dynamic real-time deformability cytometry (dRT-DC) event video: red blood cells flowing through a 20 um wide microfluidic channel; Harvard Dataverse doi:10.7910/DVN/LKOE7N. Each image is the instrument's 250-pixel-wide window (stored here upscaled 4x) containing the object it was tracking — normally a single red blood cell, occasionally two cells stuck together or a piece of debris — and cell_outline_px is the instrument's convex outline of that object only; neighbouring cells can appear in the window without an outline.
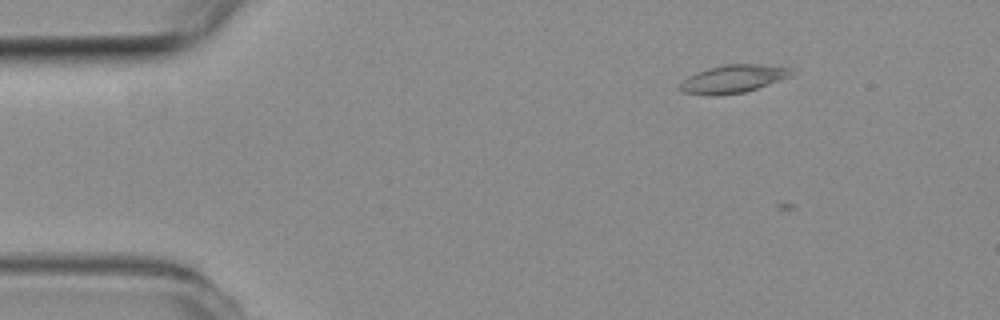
{"species": "common noctule bat (a hibernating species)", "species_latin": "Nyctalus noctula", "temperature_condition": "room temperature", "stored_images_in_passage": 2, "camera_frame_rate_fps": 3000, "um_per_image_px": 0.085, "animal": {"sex": "female", "body_mass_g": 19.3, "forearm_length_mm": 54.1}, "frame": {"image": 1, "passage_image": 1, "time_ms": 0.0, "image_size_px": [1000, 320], "cell_outline_px": [[792, 76], [744, 92], [684, 92], [676, 88], [688, 76], [696, 72], [708, 68], [724, 64], [760, 64], [792, 68]], "centroid_in_image_um": [62.37, 6.64], "position_along_channel_um": 22.6, "area_um2": 17.22}}